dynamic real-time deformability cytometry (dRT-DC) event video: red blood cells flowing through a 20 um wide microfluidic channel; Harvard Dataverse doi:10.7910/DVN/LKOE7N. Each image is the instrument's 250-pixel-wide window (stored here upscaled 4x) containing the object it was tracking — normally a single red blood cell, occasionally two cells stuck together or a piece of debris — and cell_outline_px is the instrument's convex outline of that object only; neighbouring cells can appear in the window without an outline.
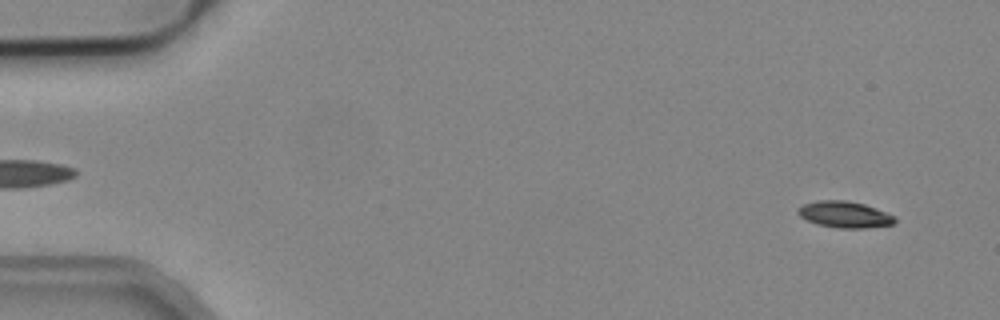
{"species": "common noctule bat (a hibernating species)", "species_latin": "Nyctalus noctula", "temperature_condition": "cold", "stored_images_in_passage": 4, "segment_of_instrument_passage": [2, 2], "camera_frame_rate_fps": 3000, "um_per_image_px": 0.085, "animal": {"sex": "male", "body_mass_g": 19.2, "forearm_length_mm": 51.8}, "frame": {"image": 1, "passage_image": 4, "time_ms": 1.0, "image_size_px": [1000, 320], "cell_outline_px": [[896, 220], [892, 224], [864, 228], [840, 228], [816, 224], [800, 216], [796, 212], [804, 204], [820, 200], [848, 200], [864, 204], [876, 208], [896, 216]], "centroid_in_image_um": [71.81, 18.23], "position_along_channel_um": 13.2, "area_um2": 14.8}}